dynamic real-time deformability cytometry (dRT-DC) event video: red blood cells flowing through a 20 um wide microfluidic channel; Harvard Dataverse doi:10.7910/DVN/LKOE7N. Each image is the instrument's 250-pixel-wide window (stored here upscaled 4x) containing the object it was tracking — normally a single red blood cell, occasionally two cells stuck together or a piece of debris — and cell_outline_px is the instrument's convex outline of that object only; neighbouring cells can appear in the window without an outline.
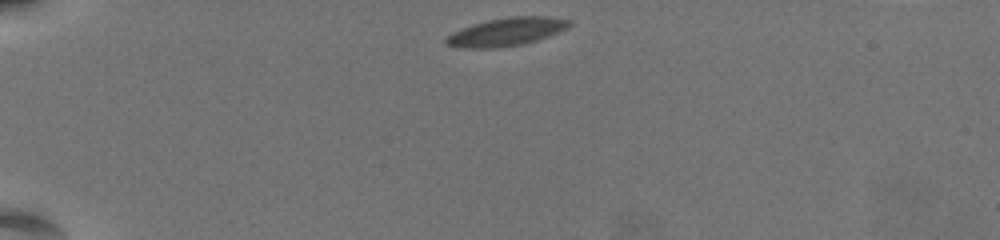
{"species": "common noctule bat (a hibernating species)", "species_latin": "Nyctalus noctula", "temperature_condition": "warm", "stored_images_in_passage": 48, "camera_frame_rate_fps": 3000, "um_per_image_px": 0.085, "animal": {"sex": "female", "body_mass_g": 19.5, "forearm_length_mm": 54.1}, "frame": {"image": 1, "passage_image": 1, "time_ms": 0.0, "image_size_px": [1000, 240], "cell_outline_px": [[572, 24], [548, 36], [524, 44], [492, 48], [464, 48], [444, 44], [444, 40], [452, 32], [472, 24], [488, 20], [508, 16], [548, 16], [572, 20]], "centroid_in_image_um": [43.02, 2.69], "position_along_channel_um": 42.0, "area_um2": 20.11}}
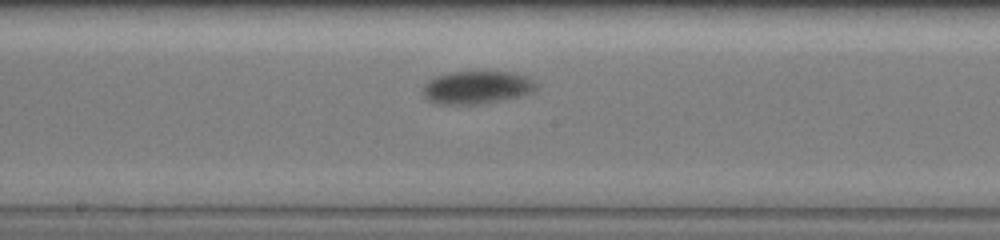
{"frame": {"image": 2, "passage_image": 21, "time_ms": 6.667, "image_size_px": [1000, 240], "cell_outline_px": [[540, 84], [532, 92], [520, 96], [472, 104], [436, 104], [428, 100], [424, 96], [424, 84], [428, 80], [436, 76], [448, 72], [516, 72], [528, 76], [536, 80]], "centroid_in_image_um": [40.56, 7.41], "position_along_channel_um": 207.6, "area_um2": 21.73}}
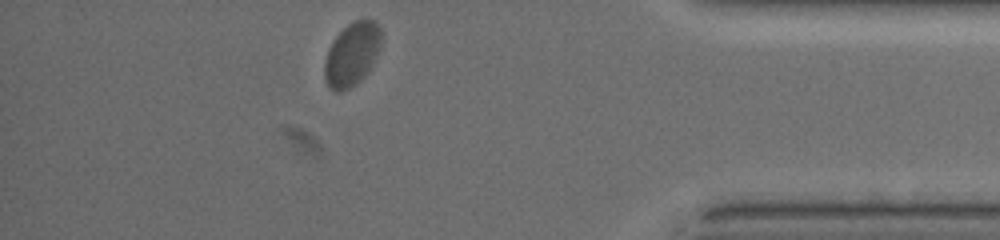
{"frame": {"image": 3, "passage_image": 41, "time_ms": 13.333, "image_size_px": [1000, 240], "cell_outline_px": [[380, 44], [376, 56], [368, 72], [356, 84], [340, 92], [336, 92], [328, 84], [324, 76], [324, 60], [328, 48], [332, 40], [348, 24], [356, 20], [376, 20], [380, 28]], "centroid_in_image_um": [29.9, 4.6], "position_along_channel_um": 405.3, "area_um2": 20.75}, "authors_computed_cell_mechanics": {"area_um2": 20.7791, "velocity_mm_per_s": 3.3783, "shape_relaxation_time_tau1_ms": 2.0454, "shape_relaxation_time_tau2_ms": null, "deformation_change_tau1": 0.1138, "deformation_change_tau2": null}}